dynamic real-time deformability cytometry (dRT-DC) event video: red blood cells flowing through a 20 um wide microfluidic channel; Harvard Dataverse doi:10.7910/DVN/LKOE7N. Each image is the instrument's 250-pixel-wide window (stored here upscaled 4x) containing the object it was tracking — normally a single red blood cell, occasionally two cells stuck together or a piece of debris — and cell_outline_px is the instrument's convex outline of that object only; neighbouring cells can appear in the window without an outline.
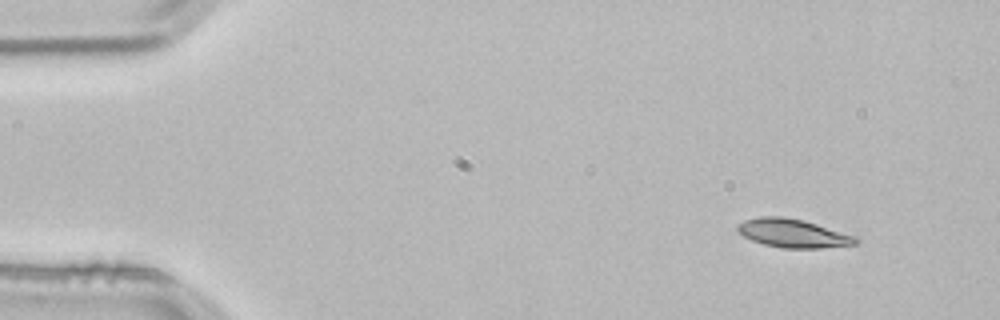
{"species": "common noctule bat (a hibernating species)", "species_latin": "Nyctalus noctula", "temperature_condition": "room temperature", "stored_images_in_passage": 3, "camera_frame_rate_fps": 3000, "um_per_image_px": 0.085, "animal": {"sex": "male", "body_mass_g": 21.5, "forearm_length_mm": 52.0}, "frame": {"image": 1, "passage_image": 3, "time_ms": 0.667, "image_size_px": [1000, 320], "cell_outline_px": [[860, 240], [856, 244], [820, 248], [784, 248], [764, 244], [752, 240], [744, 236], [736, 228], [736, 224], [744, 220], [760, 216], [784, 216], [804, 220], [856, 236]], "centroid_in_image_um": [67.4, 19.82], "position_along_channel_um": 17.6, "area_um2": 19.65}}